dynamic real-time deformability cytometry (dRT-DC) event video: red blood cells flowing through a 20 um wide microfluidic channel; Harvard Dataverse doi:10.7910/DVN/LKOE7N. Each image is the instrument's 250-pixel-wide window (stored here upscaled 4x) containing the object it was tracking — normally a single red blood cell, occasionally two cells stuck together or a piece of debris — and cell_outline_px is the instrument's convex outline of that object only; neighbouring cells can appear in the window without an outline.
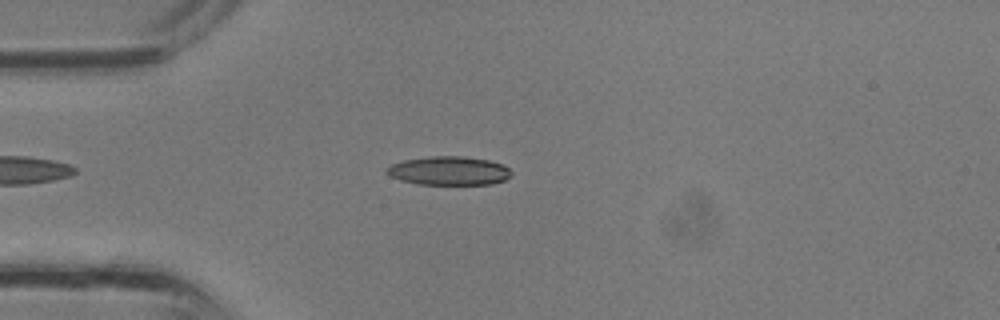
{"species": "common noctule bat (a hibernating species)", "species_latin": "Nyctalus noctula", "temperature_condition": "room temperature", "stored_images_in_passage": 27, "camera_frame_rate_fps": 3000, "um_per_image_px": 0.085, "animal": {"sex": "male", "body_mass_g": 13.3}, "frame": {"image": 1, "passage_image": 4, "time_ms": 1.0, "image_size_px": [1000, 320], "cell_outline_px": [[512, 176], [504, 180], [492, 184], [416, 184], [400, 180], [384, 172], [384, 168], [392, 164], [404, 160], [432, 156], [464, 156], [488, 160], [504, 164], [512, 172]], "centroid_in_image_um": [38.17, 14.51], "position_along_channel_um": 46.8, "area_um2": 20.98}}
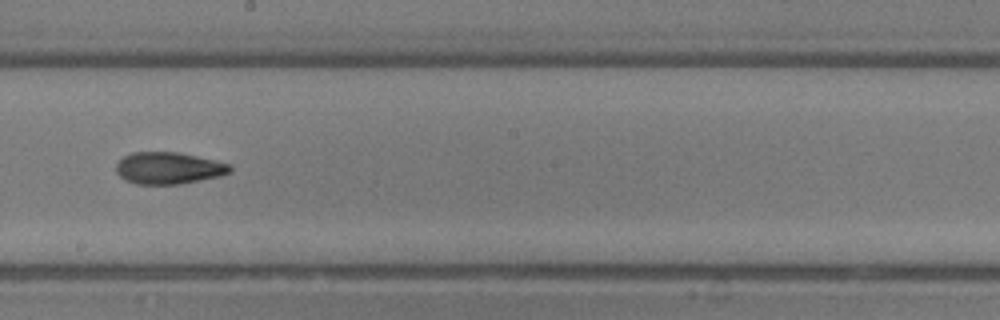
{"frame": {"image": 2, "passage_image": 14, "time_ms": 4.333, "image_size_px": [1000, 320], "cell_outline_px": [[232, 172], [220, 176], [180, 184], [136, 184], [124, 180], [116, 172], [116, 164], [124, 156], [132, 152], [180, 152], [216, 160], [232, 164]], "centroid_in_image_um": [14.36, 14.28], "position_along_channel_um": 233.8, "area_um2": 21.39}}
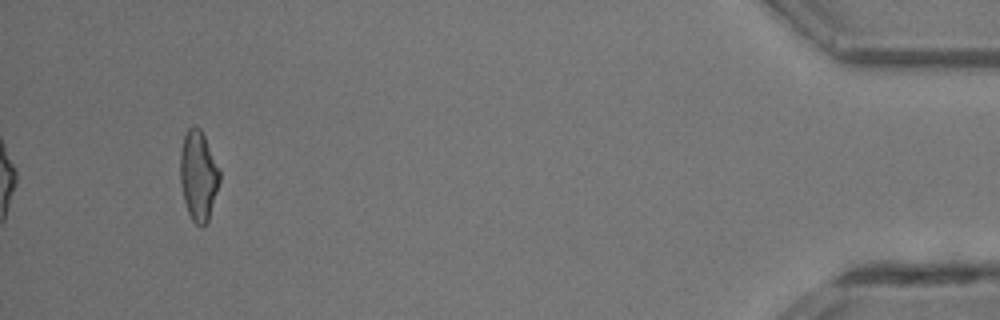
{"frame": {"image": 3, "passage_image": 27, "time_ms": 8.667, "image_size_px": [1000, 320], "cell_outline_px": [[220, 180], [208, 220], [204, 224], [196, 224], [192, 220], [188, 212], [184, 200], [180, 184], [180, 152], [184, 136], [188, 128], [192, 124], [200, 128], [220, 168]], "centroid_in_image_um": [16.85, 14.88], "position_along_channel_um": 418.3, "area_um2": 20.58}}